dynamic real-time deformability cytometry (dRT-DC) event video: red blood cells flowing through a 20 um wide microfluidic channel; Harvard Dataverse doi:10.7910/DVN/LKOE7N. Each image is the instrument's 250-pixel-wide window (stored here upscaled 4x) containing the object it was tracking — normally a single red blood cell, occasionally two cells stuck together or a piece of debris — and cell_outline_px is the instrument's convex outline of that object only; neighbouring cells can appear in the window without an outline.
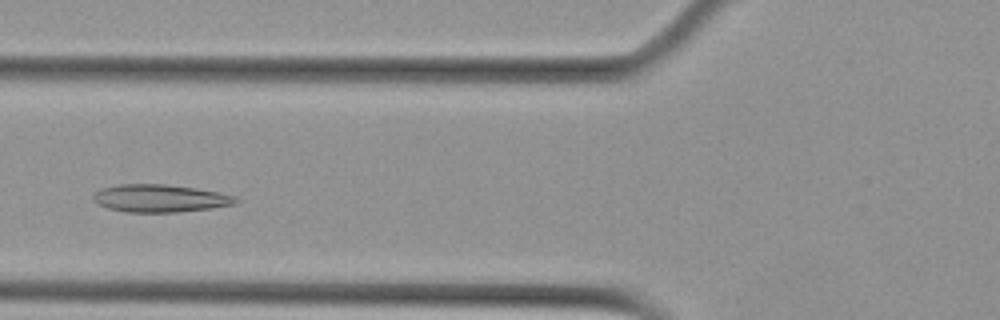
{"species": "Egyptian fruit bat (a non-hibernating species)", "species_latin": "Rousettus aegyptiacus", "temperature_condition": "cold", "stored_images_in_passage": 5, "camera_frame_rate_fps": 3000, "um_per_image_px": 0.085, "animal": {"sex": "female"}, "frame": {"image": 1, "passage_image": 5, "time_ms": 4.667, "image_size_px": [1000, 320], "cell_outline_px": [[240, 200], [236, 204], [212, 208], [176, 212], [124, 212], [108, 208], [96, 204], [92, 200], [92, 196], [100, 188], [120, 184], [164, 184], [220, 192], [236, 196]], "centroid_in_image_um": [13.59, 16.86], "position_along_channel_um": 112.2, "area_um2": 23.12}}